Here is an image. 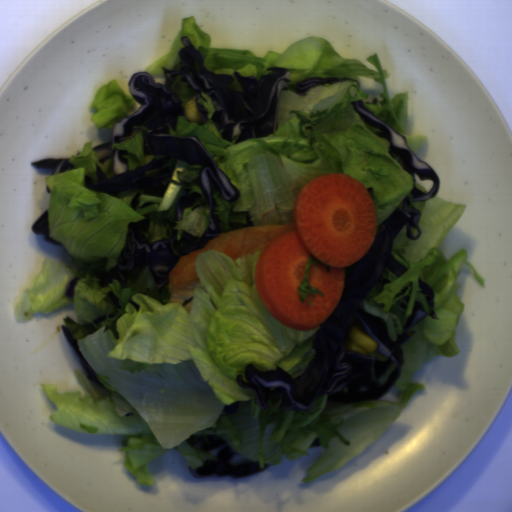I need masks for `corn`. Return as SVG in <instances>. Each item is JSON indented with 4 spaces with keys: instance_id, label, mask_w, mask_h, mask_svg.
Returning <instances> with one entry per match:
<instances>
[{
    "instance_id": "obj_1",
    "label": "corn",
    "mask_w": 512,
    "mask_h": 512,
    "mask_svg": "<svg viewBox=\"0 0 512 512\" xmlns=\"http://www.w3.org/2000/svg\"><path fill=\"white\" fill-rule=\"evenodd\" d=\"M348 339L349 341L346 345L347 351L364 356L367 355L368 352H374L378 347V343L358 327H349Z\"/></svg>"
},
{
    "instance_id": "obj_2",
    "label": "corn",
    "mask_w": 512,
    "mask_h": 512,
    "mask_svg": "<svg viewBox=\"0 0 512 512\" xmlns=\"http://www.w3.org/2000/svg\"><path fill=\"white\" fill-rule=\"evenodd\" d=\"M184 116L189 122L203 123L195 100H189L184 107Z\"/></svg>"
}]
</instances>
